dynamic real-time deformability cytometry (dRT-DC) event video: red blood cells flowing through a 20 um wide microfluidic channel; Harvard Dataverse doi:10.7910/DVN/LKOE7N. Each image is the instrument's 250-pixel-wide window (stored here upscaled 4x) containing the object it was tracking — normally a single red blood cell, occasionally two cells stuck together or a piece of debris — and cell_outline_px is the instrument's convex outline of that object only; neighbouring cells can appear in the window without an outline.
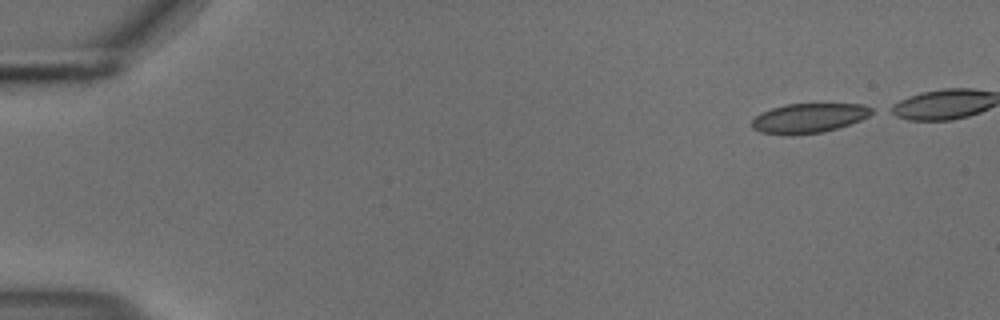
{"species": "common noctule bat (a hibernating species)", "species_latin": "Nyctalus noctula", "temperature_condition": "cold", "stored_images_in_passage": 14, "camera_frame_rate_fps": 3000, "um_per_image_px": 0.085, "animal": {"sex": "male", "body_mass_g": 18.8}, "frame": {"image": 1, "passage_image": 1, "time_ms": 0.0, "image_size_px": [1000, 320], "cell_outline_px": [[876, 112], [860, 120], [824, 132], [792, 136], [784, 136], [760, 132], [752, 128], [752, 120], [760, 112], [784, 104], [860, 104], [872, 108]], "centroid_in_image_um": [68.7, 10.05], "position_along_channel_um": 16.3, "area_um2": 20.87}}